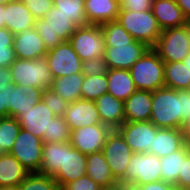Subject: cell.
I'll return each instance as SVG.
<instances>
[{"instance_id": "cell-1", "label": "cell", "mask_w": 190, "mask_h": 190, "mask_svg": "<svg viewBox=\"0 0 190 190\" xmlns=\"http://www.w3.org/2000/svg\"><path fill=\"white\" fill-rule=\"evenodd\" d=\"M188 120V90L167 87L152 92L150 121L157 128L182 129Z\"/></svg>"}, {"instance_id": "cell-2", "label": "cell", "mask_w": 190, "mask_h": 190, "mask_svg": "<svg viewBox=\"0 0 190 190\" xmlns=\"http://www.w3.org/2000/svg\"><path fill=\"white\" fill-rule=\"evenodd\" d=\"M136 90L155 91L165 87L164 62L149 48L129 69Z\"/></svg>"}, {"instance_id": "cell-3", "label": "cell", "mask_w": 190, "mask_h": 190, "mask_svg": "<svg viewBox=\"0 0 190 190\" xmlns=\"http://www.w3.org/2000/svg\"><path fill=\"white\" fill-rule=\"evenodd\" d=\"M117 21L136 41L144 43L149 48L154 47L162 31L152 10L141 12L120 10Z\"/></svg>"}, {"instance_id": "cell-4", "label": "cell", "mask_w": 190, "mask_h": 190, "mask_svg": "<svg viewBox=\"0 0 190 190\" xmlns=\"http://www.w3.org/2000/svg\"><path fill=\"white\" fill-rule=\"evenodd\" d=\"M12 83L41 89L52 87L53 76L46 58L35 60L15 59L10 66Z\"/></svg>"}, {"instance_id": "cell-5", "label": "cell", "mask_w": 190, "mask_h": 190, "mask_svg": "<svg viewBox=\"0 0 190 190\" xmlns=\"http://www.w3.org/2000/svg\"><path fill=\"white\" fill-rule=\"evenodd\" d=\"M35 29L43 39L46 49L51 50L63 41H69L77 26L69 17L53 7L43 18L36 19Z\"/></svg>"}, {"instance_id": "cell-6", "label": "cell", "mask_w": 190, "mask_h": 190, "mask_svg": "<svg viewBox=\"0 0 190 190\" xmlns=\"http://www.w3.org/2000/svg\"><path fill=\"white\" fill-rule=\"evenodd\" d=\"M189 43V30L183 25L162 30L152 49L164 63L182 62L190 53Z\"/></svg>"}, {"instance_id": "cell-7", "label": "cell", "mask_w": 190, "mask_h": 190, "mask_svg": "<svg viewBox=\"0 0 190 190\" xmlns=\"http://www.w3.org/2000/svg\"><path fill=\"white\" fill-rule=\"evenodd\" d=\"M69 42L81 61L103 57L106 49L104 34L100 25L90 24L77 27Z\"/></svg>"}, {"instance_id": "cell-8", "label": "cell", "mask_w": 190, "mask_h": 190, "mask_svg": "<svg viewBox=\"0 0 190 190\" xmlns=\"http://www.w3.org/2000/svg\"><path fill=\"white\" fill-rule=\"evenodd\" d=\"M113 177L119 183H125V171L133 152L125 142L122 135L116 130H112L102 150Z\"/></svg>"}, {"instance_id": "cell-9", "label": "cell", "mask_w": 190, "mask_h": 190, "mask_svg": "<svg viewBox=\"0 0 190 190\" xmlns=\"http://www.w3.org/2000/svg\"><path fill=\"white\" fill-rule=\"evenodd\" d=\"M43 144L41 138L21 129L10 154H12L29 173H40Z\"/></svg>"}, {"instance_id": "cell-10", "label": "cell", "mask_w": 190, "mask_h": 190, "mask_svg": "<svg viewBox=\"0 0 190 190\" xmlns=\"http://www.w3.org/2000/svg\"><path fill=\"white\" fill-rule=\"evenodd\" d=\"M160 158L150 153H133L125 171V182L137 185L161 180Z\"/></svg>"}, {"instance_id": "cell-11", "label": "cell", "mask_w": 190, "mask_h": 190, "mask_svg": "<svg viewBox=\"0 0 190 190\" xmlns=\"http://www.w3.org/2000/svg\"><path fill=\"white\" fill-rule=\"evenodd\" d=\"M157 127L149 121H125L116 130L122 135L133 153H149L153 146Z\"/></svg>"}, {"instance_id": "cell-12", "label": "cell", "mask_w": 190, "mask_h": 190, "mask_svg": "<svg viewBox=\"0 0 190 190\" xmlns=\"http://www.w3.org/2000/svg\"><path fill=\"white\" fill-rule=\"evenodd\" d=\"M54 79L74 73H82V61L69 41H63L48 50L45 56Z\"/></svg>"}, {"instance_id": "cell-13", "label": "cell", "mask_w": 190, "mask_h": 190, "mask_svg": "<svg viewBox=\"0 0 190 190\" xmlns=\"http://www.w3.org/2000/svg\"><path fill=\"white\" fill-rule=\"evenodd\" d=\"M112 130L110 126L102 123L78 128L71 131L70 143L86 155L101 152Z\"/></svg>"}, {"instance_id": "cell-14", "label": "cell", "mask_w": 190, "mask_h": 190, "mask_svg": "<svg viewBox=\"0 0 190 190\" xmlns=\"http://www.w3.org/2000/svg\"><path fill=\"white\" fill-rule=\"evenodd\" d=\"M148 49V46L136 40L130 44H112V47H106L103 59L109 69L129 70Z\"/></svg>"}, {"instance_id": "cell-15", "label": "cell", "mask_w": 190, "mask_h": 190, "mask_svg": "<svg viewBox=\"0 0 190 190\" xmlns=\"http://www.w3.org/2000/svg\"><path fill=\"white\" fill-rule=\"evenodd\" d=\"M87 155L73 147L70 142H64L63 167L53 177L61 189L66 183L87 175Z\"/></svg>"}, {"instance_id": "cell-16", "label": "cell", "mask_w": 190, "mask_h": 190, "mask_svg": "<svg viewBox=\"0 0 190 190\" xmlns=\"http://www.w3.org/2000/svg\"><path fill=\"white\" fill-rule=\"evenodd\" d=\"M63 117L71 131L102 123L95 101L86 99L69 103Z\"/></svg>"}, {"instance_id": "cell-17", "label": "cell", "mask_w": 190, "mask_h": 190, "mask_svg": "<svg viewBox=\"0 0 190 190\" xmlns=\"http://www.w3.org/2000/svg\"><path fill=\"white\" fill-rule=\"evenodd\" d=\"M54 117H56V115L53 111L41 100L33 108L21 113L16 119L21 129L43 139V135L48 134V127Z\"/></svg>"}, {"instance_id": "cell-18", "label": "cell", "mask_w": 190, "mask_h": 190, "mask_svg": "<svg viewBox=\"0 0 190 190\" xmlns=\"http://www.w3.org/2000/svg\"><path fill=\"white\" fill-rule=\"evenodd\" d=\"M13 48L17 59L27 60L44 58L48 51L35 27L14 35Z\"/></svg>"}, {"instance_id": "cell-19", "label": "cell", "mask_w": 190, "mask_h": 190, "mask_svg": "<svg viewBox=\"0 0 190 190\" xmlns=\"http://www.w3.org/2000/svg\"><path fill=\"white\" fill-rule=\"evenodd\" d=\"M152 110V91L136 90L124 101L125 121H149Z\"/></svg>"}, {"instance_id": "cell-20", "label": "cell", "mask_w": 190, "mask_h": 190, "mask_svg": "<svg viewBox=\"0 0 190 190\" xmlns=\"http://www.w3.org/2000/svg\"><path fill=\"white\" fill-rule=\"evenodd\" d=\"M36 18L22 0L5 5V27L14 35L34 27Z\"/></svg>"}, {"instance_id": "cell-21", "label": "cell", "mask_w": 190, "mask_h": 190, "mask_svg": "<svg viewBox=\"0 0 190 190\" xmlns=\"http://www.w3.org/2000/svg\"><path fill=\"white\" fill-rule=\"evenodd\" d=\"M44 89L14 84L11 94L9 117L17 118L21 113L33 108L42 100Z\"/></svg>"}, {"instance_id": "cell-22", "label": "cell", "mask_w": 190, "mask_h": 190, "mask_svg": "<svg viewBox=\"0 0 190 190\" xmlns=\"http://www.w3.org/2000/svg\"><path fill=\"white\" fill-rule=\"evenodd\" d=\"M102 124L110 126L113 130L125 122L124 102L118 100L110 93H104L95 100Z\"/></svg>"}, {"instance_id": "cell-23", "label": "cell", "mask_w": 190, "mask_h": 190, "mask_svg": "<svg viewBox=\"0 0 190 190\" xmlns=\"http://www.w3.org/2000/svg\"><path fill=\"white\" fill-rule=\"evenodd\" d=\"M186 143L182 129L158 128L149 153L157 157H164L179 150Z\"/></svg>"}, {"instance_id": "cell-24", "label": "cell", "mask_w": 190, "mask_h": 190, "mask_svg": "<svg viewBox=\"0 0 190 190\" xmlns=\"http://www.w3.org/2000/svg\"><path fill=\"white\" fill-rule=\"evenodd\" d=\"M151 10L161 30L185 25V16L176 0L152 2Z\"/></svg>"}, {"instance_id": "cell-25", "label": "cell", "mask_w": 190, "mask_h": 190, "mask_svg": "<svg viewBox=\"0 0 190 190\" xmlns=\"http://www.w3.org/2000/svg\"><path fill=\"white\" fill-rule=\"evenodd\" d=\"M120 9L117 0H85V14L89 24L101 25L115 21Z\"/></svg>"}, {"instance_id": "cell-26", "label": "cell", "mask_w": 190, "mask_h": 190, "mask_svg": "<svg viewBox=\"0 0 190 190\" xmlns=\"http://www.w3.org/2000/svg\"><path fill=\"white\" fill-rule=\"evenodd\" d=\"M86 171L87 175L101 187H110L119 183L113 177L102 151L87 155Z\"/></svg>"}, {"instance_id": "cell-27", "label": "cell", "mask_w": 190, "mask_h": 190, "mask_svg": "<svg viewBox=\"0 0 190 190\" xmlns=\"http://www.w3.org/2000/svg\"><path fill=\"white\" fill-rule=\"evenodd\" d=\"M28 173L12 154H0V187L18 186Z\"/></svg>"}, {"instance_id": "cell-28", "label": "cell", "mask_w": 190, "mask_h": 190, "mask_svg": "<svg viewBox=\"0 0 190 190\" xmlns=\"http://www.w3.org/2000/svg\"><path fill=\"white\" fill-rule=\"evenodd\" d=\"M107 80V92L123 102L136 91L129 70L109 69L107 73Z\"/></svg>"}, {"instance_id": "cell-29", "label": "cell", "mask_w": 190, "mask_h": 190, "mask_svg": "<svg viewBox=\"0 0 190 190\" xmlns=\"http://www.w3.org/2000/svg\"><path fill=\"white\" fill-rule=\"evenodd\" d=\"M84 80L82 73L61 76L53 80L52 89L68 103L81 99V88Z\"/></svg>"}, {"instance_id": "cell-30", "label": "cell", "mask_w": 190, "mask_h": 190, "mask_svg": "<svg viewBox=\"0 0 190 190\" xmlns=\"http://www.w3.org/2000/svg\"><path fill=\"white\" fill-rule=\"evenodd\" d=\"M64 142H47L43 144L40 173L54 177L63 167Z\"/></svg>"}, {"instance_id": "cell-31", "label": "cell", "mask_w": 190, "mask_h": 190, "mask_svg": "<svg viewBox=\"0 0 190 190\" xmlns=\"http://www.w3.org/2000/svg\"><path fill=\"white\" fill-rule=\"evenodd\" d=\"M189 154L188 146L185 143L179 150L160 157L161 181L176 185L178 173H181L182 161Z\"/></svg>"}, {"instance_id": "cell-32", "label": "cell", "mask_w": 190, "mask_h": 190, "mask_svg": "<svg viewBox=\"0 0 190 190\" xmlns=\"http://www.w3.org/2000/svg\"><path fill=\"white\" fill-rule=\"evenodd\" d=\"M165 87L175 90L190 89V70L183 62L164 63Z\"/></svg>"}, {"instance_id": "cell-33", "label": "cell", "mask_w": 190, "mask_h": 190, "mask_svg": "<svg viewBox=\"0 0 190 190\" xmlns=\"http://www.w3.org/2000/svg\"><path fill=\"white\" fill-rule=\"evenodd\" d=\"M53 7L69 17L77 27L90 25L85 14V0H53Z\"/></svg>"}, {"instance_id": "cell-34", "label": "cell", "mask_w": 190, "mask_h": 190, "mask_svg": "<svg viewBox=\"0 0 190 190\" xmlns=\"http://www.w3.org/2000/svg\"><path fill=\"white\" fill-rule=\"evenodd\" d=\"M20 130L16 118L9 116L0 118V154L10 153Z\"/></svg>"}, {"instance_id": "cell-35", "label": "cell", "mask_w": 190, "mask_h": 190, "mask_svg": "<svg viewBox=\"0 0 190 190\" xmlns=\"http://www.w3.org/2000/svg\"><path fill=\"white\" fill-rule=\"evenodd\" d=\"M108 90V80L106 75H84L81 88V99L95 101Z\"/></svg>"}, {"instance_id": "cell-36", "label": "cell", "mask_w": 190, "mask_h": 190, "mask_svg": "<svg viewBox=\"0 0 190 190\" xmlns=\"http://www.w3.org/2000/svg\"><path fill=\"white\" fill-rule=\"evenodd\" d=\"M100 26L106 47H112V44H130L135 40L117 20L102 23Z\"/></svg>"}, {"instance_id": "cell-37", "label": "cell", "mask_w": 190, "mask_h": 190, "mask_svg": "<svg viewBox=\"0 0 190 190\" xmlns=\"http://www.w3.org/2000/svg\"><path fill=\"white\" fill-rule=\"evenodd\" d=\"M18 188L19 190H60L53 177L39 172L28 173Z\"/></svg>"}, {"instance_id": "cell-38", "label": "cell", "mask_w": 190, "mask_h": 190, "mask_svg": "<svg viewBox=\"0 0 190 190\" xmlns=\"http://www.w3.org/2000/svg\"><path fill=\"white\" fill-rule=\"evenodd\" d=\"M71 130L63 116H56L51 120L48 134L43 135V143L47 142H70Z\"/></svg>"}, {"instance_id": "cell-39", "label": "cell", "mask_w": 190, "mask_h": 190, "mask_svg": "<svg viewBox=\"0 0 190 190\" xmlns=\"http://www.w3.org/2000/svg\"><path fill=\"white\" fill-rule=\"evenodd\" d=\"M42 100L45 105L53 111L56 116H64L68 102L58 96L52 89H45Z\"/></svg>"}, {"instance_id": "cell-40", "label": "cell", "mask_w": 190, "mask_h": 190, "mask_svg": "<svg viewBox=\"0 0 190 190\" xmlns=\"http://www.w3.org/2000/svg\"><path fill=\"white\" fill-rule=\"evenodd\" d=\"M82 74L90 75H106L109 71L108 64L103 57L93 58L82 62Z\"/></svg>"}, {"instance_id": "cell-41", "label": "cell", "mask_w": 190, "mask_h": 190, "mask_svg": "<svg viewBox=\"0 0 190 190\" xmlns=\"http://www.w3.org/2000/svg\"><path fill=\"white\" fill-rule=\"evenodd\" d=\"M36 19L43 18L52 8L53 0H22Z\"/></svg>"}, {"instance_id": "cell-42", "label": "cell", "mask_w": 190, "mask_h": 190, "mask_svg": "<svg viewBox=\"0 0 190 190\" xmlns=\"http://www.w3.org/2000/svg\"><path fill=\"white\" fill-rule=\"evenodd\" d=\"M101 188L93 179L85 175L66 183L61 190H100Z\"/></svg>"}, {"instance_id": "cell-43", "label": "cell", "mask_w": 190, "mask_h": 190, "mask_svg": "<svg viewBox=\"0 0 190 190\" xmlns=\"http://www.w3.org/2000/svg\"><path fill=\"white\" fill-rule=\"evenodd\" d=\"M120 10H129L134 12L151 10V0H117Z\"/></svg>"}, {"instance_id": "cell-44", "label": "cell", "mask_w": 190, "mask_h": 190, "mask_svg": "<svg viewBox=\"0 0 190 190\" xmlns=\"http://www.w3.org/2000/svg\"><path fill=\"white\" fill-rule=\"evenodd\" d=\"M14 84L8 85V88H3L0 91V118L8 117L10 110L11 94L13 93Z\"/></svg>"}, {"instance_id": "cell-45", "label": "cell", "mask_w": 190, "mask_h": 190, "mask_svg": "<svg viewBox=\"0 0 190 190\" xmlns=\"http://www.w3.org/2000/svg\"><path fill=\"white\" fill-rule=\"evenodd\" d=\"M190 186V154L182 161L181 173H178L177 189Z\"/></svg>"}, {"instance_id": "cell-46", "label": "cell", "mask_w": 190, "mask_h": 190, "mask_svg": "<svg viewBox=\"0 0 190 190\" xmlns=\"http://www.w3.org/2000/svg\"><path fill=\"white\" fill-rule=\"evenodd\" d=\"M15 59L13 46L0 47V67H10Z\"/></svg>"}, {"instance_id": "cell-47", "label": "cell", "mask_w": 190, "mask_h": 190, "mask_svg": "<svg viewBox=\"0 0 190 190\" xmlns=\"http://www.w3.org/2000/svg\"><path fill=\"white\" fill-rule=\"evenodd\" d=\"M141 190H175V185L164 181L151 182L139 185Z\"/></svg>"}, {"instance_id": "cell-48", "label": "cell", "mask_w": 190, "mask_h": 190, "mask_svg": "<svg viewBox=\"0 0 190 190\" xmlns=\"http://www.w3.org/2000/svg\"><path fill=\"white\" fill-rule=\"evenodd\" d=\"M14 34L6 27L0 28V47L13 46Z\"/></svg>"}, {"instance_id": "cell-49", "label": "cell", "mask_w": 190, "mask_h": 190, "mask_svg": "<svg viewBox=\"0 0 190 190\" xmlns=\"http://www.w3.org/2000/svg\"><path fill=\"white\" fill-rule=\"evenodd\" d=\"M12 83L10 67H0V91Z\"/></svg>"}, {"instance_id": "cell-50", "label": "cell", "mask_w": 190, "mask_h": 190, "mask_svg": "<svg viewBox=\"0 0 190 190\" xmlns=\"http://www.w3.org/2000/svg\"><path fill=\"white\" fill-rule=\"evenodd\" d=\"M177 5L181 8L185 18L190 16V0H176Z\"/></svg>"}, {"instance_id": "cell-51", "label": "cell", "mask_w": 190, "mask_h": 190, "mask_svg": "<svg viewBox=\"0 0 190 190\" xmlns=\"http://www.w3.org/2000/svg\"><path fill=\"white\" fill-rule=\"evenodd\" d=\"M120 190H141L140 186L133 183H120Z\"/></svg>"}, {"instance_id": "cell-52", "label": "cell", "mask_w": 190, "mask_h": 190, "mask_svg": "<svg viewBox=\"0 0 190 190\" xmlns=\"http://www.w3.org/2000/svg\"><path fill=\"white\" fill-rule=\"evenodd\" d=\"M5 27V5L0 4V28Z\"/></svg>"}, {"instance_id": "cell-53", "label": "cell", "mask_w": 190, "mask_h": 190, "mask_svg": "<svg viewBox=\"0 0 190 190\" xmlns=\"http://www.w3.org/2000/svg\"><path fill=\"white\" fill-rule=\"evenodd\" d=\"M183 131L185 133V138H190V118L186 121Z\"/></svg>"}, {"instance_id": "cell-54", "label": "cell", "mask_w": 190, "mask_h": 190, "mask_svg": "<svg viewBox=\"0 0 190 190\" xmlns=\"http://www.w3.org/2000/svg\"><path fill=\"white\" fill-rule=\"evenodd\" d=\"M100 190H120V183L110 187H102Z\"/></svg>"}, {"instance_id": "cell-55", "label": "cell", "mask_w": 190, "mask_h": 190, "mask_svg": "<svg viewBox=\"0 0 190 190\" xmlns=\"http://www.w3.org/2000/svg\"><path fill=\"white\" fill-rule=\"evenodd\" d=\"M184 63L185 66L188 67V69L190 70V53L184 58V60L182 61Z\"/></svg>"}, {"instance_id": "cell-56", "label": "cell", "mask_w": 190, "mask_h": 190, "mask_svg": "<svg viewBox=\"0 0 190 190\" xmlns=\"http://www.w3.org/2000/svg\"><path fill=\"white\" fill-rule=\"evenodd\" d=\"M0 190H19L18 186L15 187H0Z\"/></svg>"}, {"instance_id": "cell-57", "label": "cell", "mask_w": 190, "mask_h": 190, "mask_svg": "<svg viewBox=\"0 0 190 190\" xmlns=\"http://www.w3.org/2000/svg\"><path fill=\"white\" fill-rule=\"evenodd\" d=\"M190 118V89L188 90V119Z\"/></svg>"}, {"instance_id": "cell-58", "label": "cell", "mask_w": 190, "mask_h": 190, "mask_svg": "<svg viewBox=\"0 0 190 190\" xmlns=\"http://www.w3.org/2000/svg\"><path fill=\"white\" fill-rule=\"evenodd\" d=\"M185 26H186V28L190 32V16L186 18V20H185Z\"/></svg>"}, {"instance_id": "cell-59", "label": "cell", "mask_w": 190, "mask_h": 190, "mask_svg": "<svg viewBox=\"0 0 190 190\" xmlns=\"http://www.w3.org/2000/svg\"><path fill=\"white\" fill-rule=\"evenodd\" d=\"M13 1L15 0H0V4L7 5L8 3L13 2Z\"/></svg>"}, {"instance_id": "cell-60", "label": "cell", "mask_w": 190, "mask_h": 190, "mask_svg": "<svg viewBox=\"0 0 190 190\" xmlns=\"http://www.w3.org/2000/svg\"><path fill=\"white\" fill-rule=\"evenodd\" d=\"M186 144L188 146L189 153H190V138H186Z\"/></svg>"}, {"instance_id": "cell-61", "label": "cell", "mask_w": 190, "mask_h": 190, "mask_svg": "<svg viewBox=\"0 0 190 190\" xmlns=\"http://www.w3.org/2000/svg\"><path fill=\"white\" fill-rule=\"evenodd\" d=\"M180 190H190V186L184 187V188H180Z\"/></svg>"}]
</instances>
